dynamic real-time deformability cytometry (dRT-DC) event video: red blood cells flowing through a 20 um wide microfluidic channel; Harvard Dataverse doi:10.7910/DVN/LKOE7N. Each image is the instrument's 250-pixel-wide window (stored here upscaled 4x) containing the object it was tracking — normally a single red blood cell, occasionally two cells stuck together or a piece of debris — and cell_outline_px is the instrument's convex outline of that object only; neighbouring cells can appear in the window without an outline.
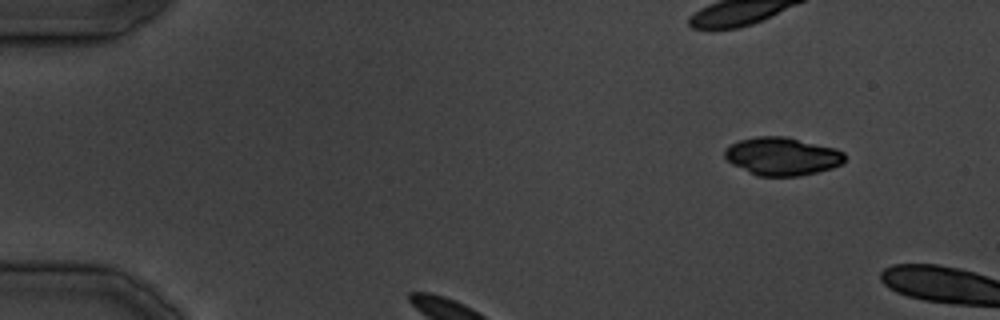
{"species": "common noctule bat (a hibernating species)", "species_latin": "Nyctalus noctula", "temperature_condition": "cold", "stored_images_in_passage": 3, "camera_frame_rate_fps": 3000, "um_per_image_px": 0.085, "animal": {"sex": "male", "body_mass_g": 19.5, "forearm_length_mm": 54.6}, "frame": {"image": 1, "passage_image": 1, "time_ms": 0.0, "image_size_px": [1000, 320], "cell_outline_px": [[844, 164], [832, 168], [800, 176], [756, 176], [732, 164], [724, 156], [724, 148], [740, 140], [756, 136], [784, 136], [836, 148], [844, 152]], "centroid_in_image_um": [66.48, 13.29], "position_along_channel_um": 18.5, "area_um2": 26.7}}